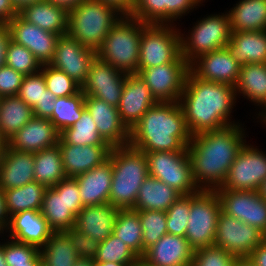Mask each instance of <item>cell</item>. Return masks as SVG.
<instances>
[{
	"instance_id": "obj_1",
	"label": "cell",
	"mask_w": 266,
	"mask_h": 266,
	"mask_svg": "<svg viewBox=\"0 0 266 266\" xmlns=\"http://www.w3.org/2000/svg\"><path fill=\"white\" fill-rule=\"evenodd\" d=\"M244 131L239 123L192 135L187 151L192 177L199 190L221 187L231 164L247 143Z\"/></svg>"
},
{
	"instance_id": "obj_2",
	"label": "cell",
	"mask_w": 266,
	"mask_h": 266,
	"mask_svg": "<svg viewBox=\"0 0 266 266\" xmlns=\"http://www.w3.org/2000/svg\"><path fill=\"white\" fill-rule=\"evenodd\" d=\"M236 99L234 86L202 80L189 71L179 104L190 134L238 124L230 116Z\"/></svg>"
},
{
	"instance_id": "obj_3",
	"label": "cell",
	"mask_w": 266,
	"mask_h": 266,
	"mask_svg": "<svg viewBox=\"0 0 266 266\" xmlns=\"http://www.w3.org/2000/svg\"><path fill=\"white\" fill-rule=\"evenodd\" d=\"M191 137L179 102H157L131 129L129 144L144 154L187 151Z\"/></svg>"
},
{
	"instance_id": "obj_4",
	"label": "cell",
	"mask_w": 266,
	"mask_h": 266,
	"mask_svg": "<svg viewBox=\"0 0 266 266\" xmlns=\"http://www.w3.org/2000/svg\"><path fill=\"white\" fill-rule=\"evenodd\" d=\"M108 158L113 166L109 203L119 210H133L139 188L149 176L147 157L128 144L112 147Z\"/></svg>"
},
{
	"instance_id": "obj_5",
	"label": "cell",
	"mask_w": 266,
	"mask_h": 266,
	"mask_svg": "<svg viewBox=\"0 0 266 266\" xmlns=\"http://www.w3.org/2000/svg\"><path fill=\"white\" fill-rule=\"evenodd\" d=\"M122 16L117 9L100 0H83L68 10L67 34L97 51Z\"/></svg>"
},
{
	"instance_id": "obj_6",
	"label": "cell",
	"mask_w": 266,
	"mask_h": 266,
	"mask_svg": "<svg viewBox=\"0 0 266 266\" xmlns=\"http://www.w3.org/2000/svg\"><path fill=\"white\" fill-rule=\"evenodd\" d=\"M144 25L143 21L131 15H123L97 50V57L121 72L137 74Z\"/></svg>"
},
{
	"instance_id": "obj_7",
	"label": "cell",
	"mask_w": 266,
	"mask_h": 266,
	"mask_svg": "<svg viewBox=\"0 0 266 266\" xmlns=\"http://www.w3.org/2000/svg\"><path fill=\"white\" fill-rule=\"evenodd\" d=\"M174 26V27H173ZM145 24L139 49L138 70L168 63H188L181 56L177 25Z\"/></svg>"
},
{
	"instance_id": "obj_8",
	"label": "cell",
	"mask_w": 266,
	"mask_h": 266,
	"mask_svg": "<svg viewBox=\"0 0 266 266\" xmlns=\"http://www.w3.org/2000/svg\"><path fill=\"white\" fill-rule=\"evenodd\" d=\"M82 208L77 181L66 177L46 189L41 212L53 232H73L76 216Z\"/></svg>"
},
{
	"instance_id": "obj_9",
	"label": "cell",
	"mask_w": 266,
	"mask_h": 266,
	"mask_svg": "<svg viewBox=\"0 0 266 266\" xmlns=\"http://www.w3.org/2000/svg\"><path fill=\"white\" fill-rule=\"evenodd\" d=\"M188 35L180 33L181 56L191 64L197 57L226 48L231 39L229 16L211 14L200 18Z\"/></svg>"
},
{
	"instance_id": "obj_10",
	"label": "cell",
	"mask_w": 266,
	"mask_h": 266,
	"mask_svg": "<svg viewBox=\"0 0 266 266\" xmlns=\"http://www.w3.org/2000/svg\"><path fill=\"white\" fill-rule=\"evenodd\" d=\"M221 201L216 190L190 194V211L185 238L196 250L214 245Z\"/></svg>"
},
{
	"instance_id": "obj_11",
	"label": "cell",
	"mask_w": 266,
	"mask_h": 266,
	"mask_svg": "<svg viewBox=\"0 0 266 266\" xmlns=\"http://www.w3.org/2000/svg\"><path fill=\"white\" fill-rule=\"evenodd\" d=\"M148 175L171 186L181 195L199 191L192 177L188 151H156L145 153Z\"/></svg>"
},
{
	"instance_id": "obj_12",
	"label": "cell",
	"mask_w": 266,
	"mask_h": 266,
	"mask_svg": "<svg viewBox=\"0 0 266 266\" xmlns=\"http://www.w3.org/2000/svg\"><path fill=\"white\" fill-rule=\"evenodd\" d=\"M257 147L245 143L216 190L259 191L266 180V154Z\"/></svg>"
},
{
	"instance_id": "obj_13",
	"label": "cell",
	"mask_w": 266,
	"mask_h": 266,
	"mask_svg": "<svg viewBox=\"0 0 266 266\" xmlns=\"http://www.w3.org/2000/svg\"><path fill=\"white\" fill-rule=\"evenodd\" d=\"M265 240V234L238 219L221 212L216 227L214 246L236 258L249 257L254 248Z\"/></svg>"
},
{
	"instance_id": "obj_14",
	"label": "cell",
	"mask_w": 266,
	"mask_h": 266,
	"mask_svg": "<svg viewBox=\"0 0 266 266\" xmlns=\"http://www.w3.org/2000/svg\"><path fill=\"white\" fill-rule=\"evenodd\" d=\"M189 71V63H168L138 70L137 74L157 102H179Z\"/></svg>"
},
{
	"instance_id": "obj_15",
	"label": "cell",
	"mask_w": 266,
	"mask_h": 266,
	"mask_svg": "<svg viewBox=\"0 0 266 266\" xmlns=\"http://www.w3.org/2000/svg\"><path fill=\"white\" fill-rule=\"evenodd\" d=\"M118 211L110 203L81 209L76 216L73 233L81 241L84 250H90L112 234Z\"/></svg>"
},
{
	"instance_id": "obj_16",
	"label": "cell",
	"mask_w": 266,
	"mask_h": 266,
	"mask_svg": "<svg viewBox=\"0 0 266 266\" xmlns=\"http://www.w3.org/2000/svg\"><path fill=\"white\" fill-rule=\"evenodd\" d=\"M222 212L266 234V200L258 191L216 190Z\"/></svg>"
},
{
	"instance_id": "obj_17",
	"label": "cell",
	"mask_w": 266,
	"mask_h": 266,
	"mask_svg": "<svg viewBox=\"0 0 266 266\" xmlns=\"http://www.w3.org/2000/svg\"><path fill=\"white\" fill-rule=\"evenodd\" d=\"M97 57V51L90 49L68 34L59 37L56 49L48 65L66 73L70 78L82 85Z\"/></svg>"
},
{
	"instance_id": "obj_18",
	"label": "cell",
	"mask_w": 266,
	"mask_h": 266,
	"mask_svg": "<svg viewBox=\"0 0 266 266\" xmlns=\"http://www.w3.org/2000/svg\"><path fill=\"white\" fill-rule=\"evenodd\" d=\"M127 75L96 57L81 85V91L84 95L99 98L117 107Z\"/></svg>"
},
{
	"instance_id": "obj_19",
	"label": "cell",
	"mask_w": 266,
	"mask_h": 266,
	"mask_svg": "<svg viewBox=\"0 0 266 266\" xmlns=\"http://www.w3.org/2000/svg\"><path fill=\"white\" fill-rule=\"evenodd\" d=\"M11 40L29 49L41 65L49 64L56 49L59 35L42 30L17 14L7 23Z\"/></svg>"
},
{
	"instance_id": "obj_20",
	"label": "cell",
	"mask_w": 266,
	"mask_h": 266,
	"mask_svg": "<svg viewBox=\"0 0 266 266\" xmlns=\"http://www.w3.org/2000/svg\"><path fill=\"white\" fill-rule=\"evenodd\" d=\"M241 65L222 48L197 57L190 64V71L198 78L216 83L236 86Z\"/></svg>"
},
{
	"instance_id": "obj_21",
	"label": "cell",
	"mask_w": 266,
	"mask_h": 266,
	"mask_svg": "<svg viewBox=\"0 0 266 266\" xmlns=\"http://www.w3.org/2000/svg\"><path fill=\"white\" fill-rule=\"evenodd\" d=\"M157 101L138 74H128L117 106L120 119L129 131Z\"/></svg>"
},
{
	"instance_id": "obj_22",
	"label": "cell",
	"mask_w": 266,
	"mask_h": 266,
	"mask_svg": "<svg viewBox=\"0 0 266 266\" xmlns=\"http://www.w3.org/2000/svg\"><path fill=\"white\" fill-rule=\"evenodd\" d=\"M85 107L91 114L98 133L111 147L129 144L130 131L122 123L117 107L87 95H85Z\"/></svg>"
},
{
	"instance_id": "obj_23",
	"label": "cell",
	"mask_w": 266,
	"mask_h": 266,
	"mask_svg": "<svg viewBox=\"0 0 266 266\" xmlns=\"http://www.w3.org/2000/svg\"><path fill=\"white\" fill-rule=\"evenodd\" d=\"M194 251L185 237L167 233L145 250L140 262L144 266H189Z\"/></svg>"
},
{
	"instance_id": "obj_24",
	"label": "cell",
	"mask_w": 266,
	"mask_h": 266,
	"mask_svg": "<svg viewBox=\"0 0 266 266\" xmlns=\"http://www.w3.org/2000/svg\"><path fill=\"white\" fill-rule=\"evenodd\" d=\"M60 133L47 118L33 116L9 140L8 146L17 151L36 153L58 145Z\"/></svg>"
},
{
	"instance_id": "obj_25",
	"label": "cell",
	"mask_w": 266,
	"mask_h": 266,
	"mask_svg": "<svg viewBox=\"0 0 266 266\" xmlns=\"http://www.w3.org/2000/svg\"><path fill=\"white\" fill-rule=\"evenodd\" d=\"M5 232L10 233L9 239L33 245L39 250L54 233L42 212L35 210L20 211L10 216Z\"/></svg>"
},
{
	"instance_id": "obj_26",
	"label": "cell",
	"mask_w": 266,
	"mask_h": 266,
	"mask_svg": "<svg viewBox=\"0 0 266 266\" xmlns=\"http://www.w3.org/2000/svg\"><path fill=\"white\" fill-rule=\"evenodd\" d=\"M66 177H76L101 165L109 157L111 146H79L58 143Z\"/></svg>"
},
{
	"instance_id": "obj_27",
	"label": "cell",
	"mask_w": 266,
	"mask_h": 266,
	"mask_svg": "<svg viewBox=\"0 0 266 266\" xmlns=\"http://www.w3.org/2000/svg\"><path fill=\"white\" fill-rule=\"evenodd\" d=\"M112 174L113 166L108 158L101 165L74 177L83 207L109 203Z\"/></svg>"
},
{
	"instance_id": "obj_28",
	"label": "cell",
	"mask_w": 266,
	"mask_h": 266,
	"mask_svg": "<svg viewBox=\"0 0 266 266\" xmlns=\"http://www.w3.org/2000/svg\"><path fill=\"white\" fill-rule=\"evenodd\" d=\"M34 180V153L17 151L7 146L0 159V189L22 187Z\"/></svg>"
},
{
	"instance_id": "obj_29",
	"label": "cell",
	"mask_w": 266,
	"mask_h": 266,
	"mask_svg": "<svg viewBox=\"0 0 266 266\" xmlns=\"http://www.w3.org/2000/svg\"><path fill=\"white\" fill-rule=\"evenodd\" d=\"M19 15L27 22L59 36L67 34L68 10L48 0L24 6Z\"/></svg>"
},
{
	"instance_id": "obj_30",
	"label": "cell",
	"mask_w": 266,
	"mask_h": 266,
	"mask_svg": "<svg viewBox=\"0 0 266 266\" xmlns=\"http://www.w3.org/2000/svg\"><path fill=\"white\" fill-rule=\"evenodd\" d=\"M39 251L45 266H74L84 248L73 232H54Z\"/></svg>"
},
{
	"instance_id": "obj_31",
	"label": "cell",
	"mask_w": 266,
	"mask_h": 266,
	"mask_svg": "<svg viewBox=\"0 0 266 266\" xmlns=\"http://www.w3.org/2000/svg\"><path fill=\"white\" fill-rule=\"evenodd\" d=\"M235 92L237 97L238 94L242 95L254 105L262 107L258 113L262 122L266 118V63L242 65Z\"/></svg>"
},
{
	"instance_id": "obj_32",
	"label": "cell",
	"mask_w": 266,
	"mask_h": 266,
	"mask_svg": "<svg viewBox=\"0 0 266 266\" xmlns=\"http://www.w3.org/2000/svg\"><path fill=\"white\" fill-rule=\"evenodd\" d=\"M226 48L241 66L266 63V30L231 32Z\"/></svg>"
},
{
	"instance_id": "obj_33",
	"label": "cell",
	"mask_w": 266,
	"mask_h": 266,
	"mask_svg": "<svg viewBox=\"0 0 266 266\" xmlns=\"http://www.w3.org/2000/svg\"><path fill=\"white\" fill-rule=\"evenodd\" d=\"M17 95L32 107L35 117L47 119L51 117L57 97L47 89L41 70L24 77Z\"/></svg>"
},
{
	"instance_id": "obj_34",
	"label": "cell",
	"mask_w": 266,
	"mask_h": 266,
	"mask_svg": "<svg viewBox=\"0 0 266 266\" xmlns=\"http://www.w3.org/2000/svg\"><path fill=\"white\" fill-rule=\"evenodd\" d=\"M180 195L174 188L166 185L159 179L147 176L139 188L133 210H158L166 212Z\"/></svg>"
},
{
	"instance_id": "obj_35",
	"label": "cell",
	"mask_w": 266,
	"mask_h": 266,
	"mask_svg": "<svg viewBox=\"0 0 266 266\" xmlns=\"http://www.w3.org/2000/svg\"><path fill=\"white\" fill-rule=\"evenodd\" d=\"M230 30H266V0H239L228 11Z\"/></svg>"
},
{
	"instance_id": "obj_36",
	"label": "cell",
	"mask_w": 266,
	"mask_h": 266,
	"mask_svg": "<svg viewBox=\"0 0 266 266\" xmlns=\"http://www.w3.org/2000/svg\"><path fill=\"white\" fill-rule=\"evenodd\" d=\"M33 116L32 107L18 95L0 98V131L7 140L23 128Z\"/></svg>"
},
{
	"instance_id": "obj_37",
	"label": "cell",
	"mask_w": 266,
	"mask_h": 266,
	"mask_svg": "<svg viewBox=\"0 0 266 266\" xmlns=\"http://www.w3.org/2000/svg\"><path fill=\"white\" fill-rule=\"evenodd\" d=\"M66 178L59 146L34 153V180L52 188Z\"/></svg>"
},
{
	"instance_id": "obj_38",
	"label": "cell",
	"mask_w": 266,
	"mask_h": 266,
	"mask_svg": "<svg viewBox=\"0 0 266 266\" xmlns=\"http://www.w3.org/2000/svg\"><path fill=\"white\" fill-rule=\"evenodd\" d=\"M46 189L42 184L32 181L22 187L4 190L8 215L26 210L41 211Z\"/></svg>"
},
{
	"instance_id": "obj_39",
	"label": "cell",
	"mask_w": 266,
	"mask_h": 266,
	"mask_svg": "<svg viewBox=\"0 0 266 266\" xmlns=\"http://www.w3.org/2000/svg\"><path fill=\"white\" fill-rule=\"evenodd\" d=\"M60 138L71 145L110 146L98 133L97 126L87 109L82 112L76 123L60 133Z\"/></svg>"
},
{
	"instance_id": "obj_40",
	"label": "cell",
	"mask_w": 266,
	"mask_h": 266,
	"mask_svg": "<svg viewBox=\"0 0 266 266\" xmlns=\"http://www.w3.org/2000/svg\"><path fill=\"white\" fill-rule=\"evenodd\" d=\"M142 233L140 218L135 210L118 211L112 234L122 239L140 258L143 256Z\"/></svg>"
},
{
	"instance_id": "obj_41",
	"label": "cell",
	"mask_w": 266,
	"mask_h": 266,
	"mask_svg": "<svg viewBox=\"0 0 266 266\" xmlns=\"http://www.w3.org/2000/svg\"><path fill=\"white\" fill-rule=\"evenodd\" d=\"M85 109V95L82 91L73 96L57 97L49 120L61 133L76 123Z\"/></svg>"
},
{
	"instance_id": "obj_42",
	"label": "cell",
	"mask_w": 266,
	"mask_h": 266,
	"mask_svg": "<svg viewBox=\"0 0 266 266\" xmlns=\"http://www.w3.org/2000/svg\"><path fill=\"white\" fill-rule=\"evenodd\" d=\"M96 262L139 264L140 257L122 239L111 234L89 250Z\"/></svg>"
},
{
	"instance_id": "obj_43",
	"label": "cell",
	"mask_w": 266,
	"mask_h": 266,
	"mask_svg": "<svg viewBox=\"0 0 266 266\" xmlns=\"http://www.w3.org/2000/svg\"><path fill=\"white\" fill-rule=\"evenodd\" d=\"M140 218L143 239V255L145 250L155 244L162 236L167 234L166 213L158 210L136 211Z\"/></svg>"
},
{
	"instance_id": "obj_44",
	"label": "cell",
	"mask_w": 266,
	"mask_h": 266,
	"mask_svg": "<svg viewBox=\"0 0 266 266\" xmlns=\"http://www.w3.org/2000/svg\"><path fill=\"white\" fill-rule=\"evenodd\" d=\"M5 64L24 76L37 73L42 67L29 49L13 40L9 41Z\"/></svg>"
},
{
	"instance_id": "obj_45",
	"label": "cell",
	"mask_w": 266,
	"mask_h": 266,
	"mask_svg": "<svg viewBox=\"0 0 266 266\" xmlns=\"http://www.w3.org/2000/svg\"><path fill=\"white\" fill-rule=\"evenodd\" d=\"M41 71L44 74L47 89L55 97L73 96L81 91V85L63 71L48 64L42 65Z\"/></svg>"
},
{
	"instance_id": "obj_46",
	"label": "cell",
	"mask_w": 266,
	"mask_h": 266,
	"mask_svg": "<svg viewBox=\"0 0 266 266\" xmlns=\"http://www.w3.org/2000/svg\"><path fill=\"white\" fill-rule=\"evenodd\" d=\"M190 211V194L180 197L166 210L167 233L185 237Z\"/></svg>"
},
{
	"instance_id": "obj_47",
	"label": "cell",
	"mask_w": 266,
	"mask_h": 266,
	"mask_svg": "<svg viewBox=\"0 0 266 266\" xmlns=\"http://www.w3.org/2000/svg\"><path fill=\"white\" fill-rule=\"evenodd\" d=\"M4 255L8 266L26 262H41L40 251L37 247L13 239L4 242Z\"/></svg>"
},
{
	"instance_id": "obj_48",
	"label": "cell",
	"mask_w": 266,
	"mask_h": 266,
	"mask_svg": "<svg viewBox=\"0 0 266 266\" xmlns=\"http://www.w3.org/2000/svg\"><path fill=\"white\" fill-rule=\"evenodd\" d=\"M236 257L226 250L209 246L196 249L192 259V266H232Z\"/></svg>"
},
{
	"instance_id": "obj_49",
	"label": "cell",
	"mask_w": 266,
	"mask_h": 266,
	"mask_svg": "<svg viewBox=\"0 0 266 266\" xmlns=\"http://www.w3.org/2000/svg\"><path fill=\"white\" fill-rule=\"evenodd\" d=\"M131 16L145 24H164V0H134Z\"/></svg>"
},
{
	"instance_id": "obj_50",
	"label": "cell",
	"mask_w": 266,
	"mask_h": 266,
	"mask_svg": "<svg viewBox=\"0 0 266 266\" xmlns=\"http://www.w3.org/2000/svg\"><path fill=\"white\" fill-rule=\"evenodd\" d=\"M203 0H164V24H172L188 14L196 6H200Z\"/></svg>"
},
{
	"instance_id": "obj_51",
	"label": "cell",
	"mask_w": 266,
	"mask_h": 266,
	"mask_svg": "<svg viewBox=\"0 0 266 266\" xmlns=\"http://www.w3.org/2000/svg\"><path fill=\"white\" fill-rule=\"evenodd\" d=\"M24 77L6 64L0 67V96L17 95Z\"/></svg>"
},
{
	"instance_id": "obj_52",
	"label": "cell",
	"mask_w": 266,
	"mask_h": 266,
	"mask_svg": "<svg viewBox=\"0 0 266 266\" xmlns=\"http://www.w3.org/2000/svg\"><path fill=\"white\" fill-rule=\"evenodd\" d=\"M17 14H19V11L12 0H0V24H7Z\"/></svg>"
},
{
	"instance_id": "obj_53",
	"label": "cell",
	"mask_w": 266,
	"mask_h": 266,
	"mask_svg": "<svg viewBox=\"0 0 266 266\" xmlns=\"http://www.w3.org/2000/svg\"><path fill=\"white\" fill-rule=\"evenodd\" d=\"M10 40H11V33L8 25L0 24V67L5 65L6 52Z\"/></svg>"
},
{
	"instance_id": "obj_54",
	"label": "cell",
	"mask_w": 266,
	"mask_h": 266,
	"mask_svg": "<svg viewBox=\"0 0 266 266\" xmlns=\"http://www.w3.org/2000/svg\"><path fill=\"white\" fill-rule=\"evenodd\" d=\"M117 9L123 15H131L134 0H100Z\"/></svg>"
},
{
	"instance_id": "obj_55",
	"label": "cell",
	"mask_w": 266,
	"mask_h": 266,
	"mask_svg": "<svg viewBox=\"0 0 266 266\" xmlns=\"http://www.w3.org/2000/svg\"><path fill=\"white\" fill-rule=\"evenodd\" d=\"M249 258L256 266H266V240L254 248Z\"/></svg>"
},
{
	"instance_id": "obj_56",
	"label": "cell",
	"mask_w": 266,
	"mask_h": 266,
	"mask_svg": "<svg viewBox=\"0 0 266 266\" xmlns=\"http://www.w3.org/2000/svg\"><path fill=\"white\" fill-rule=\"evenodd\" d=\"M10 216L6 210L4 191L0 189V235L4 234L9 224Z\"/></svg>"
},
{
	"instance_id": "obj_57",
	"label": "cell",
	"mask_w": 266,
	"mask_h": 266,
	"mask_svg": "<svg viewBox=\"0 0 266 266\" xmlns=\"http://www.w3.org/2000/svg\"><path fill=\"white\" fill-rule=\"evenodd\" d=\"M96 261L89 250H84L76 259L74 266H95Z\"/></svg>"
},
{
	"instance_id": "obj_58",
	"label": "cell",
	"mask_w": 266,
	"mask_h": 266,
	"mask_svg": "<svg viewBox=\"0 0 266 266\" xmlns=\"http://www.w3.org/2000/svg\"><path fill=\"white\" fill-rule=\"evenodd\" d=\"M48 1L69 10L73 9L78 3L82 2L83 0H48Z\"/></svg>"
},
{
	"instance_id": "obj_59",
	"label": "cell",
	"mask_w": 266,
	"mask_h": 266,
	"mask_svg": "<svg viewBox=\"0 0 266 266\" xmlns=\"http://www.w3.org/2000/svg\"><path fill=\"white\" fill-rule=\"evenodd\" d=\"M232 266H256L249 257L236 258Z\"/></svg>"
},
{
	"instance_id": "obj_60",
	"label": "cell",
	"mask_w": 266,
	"mask_h": 266,
	"mask_svg": "<svg viewBox=\"0 0 266 266\" xmlns=\"http://www.w3.org/2000/svg\"><path fill=\"white\" fill-rule=\"evenodd\" d=\"M37 1H42V0H12L14 6L18 11H20L24 6L35 3Z\"/></svg>"
},
{
	"instance_id": "obj_61",
	"label": "cell",
	"mask_w": 266,
	"mask_h": 266,
	"mask_svg": "<svg viewBox=\"0 0 266 266\" xmlns=\"http://www.w3.org/2000/svg\"><path fill=\"white\" fill-rule=\"evenodd\" d=\"M8 140L1 134L0 131V159L3 157L5 151L7 150Z\"/></svg>"
},
{
	"instance_id": "obj_62",
	"label": "cell",
	"mask_w": 266,
	"mask_h": 266,
	"mask_svg": "<svg viewBox=\"0 0 266 266\" xmlns=\"http://www.w3.org/2000/svg\"><path fill=\"white\" fill-rule=\"evenodd\" d=\"M139 264H121L116 262H96L95 266H138Z\"/></svg>"
},
{
	"instance_id": "obj_63",
	"label": "cell",
	"mask_w": 266,
	"mask_h": 266,
	"mask_svg": "<svg viewBox=\"0 0 266 266\" xmlns=\"http://www.w3.org/2000/svg\"><path fill=\"white\" fill-rule=\"evenodd\" d=\"M0 266H8L5 261L4 244H0Z\"/></svg>"
},
{
	"instance_id": "obj_64",
	"label": "cell",
	"mask_w": 266,
	"mask_h": 266,
	"mask_svg": "<svg viewBox=\"0 0 266 266\" xmlns=\"http://www.w3.org/2000/svg\"><path fill=\"white\" fill-rule=\"evenodd\" d=\"M258 192L266 200V180L262 182Z\"/></svg>"
},
{
	"instance_id": "obj_65",
	"label": "cell",
	"mask_w": 266,
	"mask_h": 266,
	"mask_svg": "<svg viewBox=\"0 0 266 266\" xmlns=\"http://www.w3.org/2000/svg\"><path fill=\"white\" fill-rule=\"evenodd\" d=\"M41 262H26L20 264H12V266H39Z\"/></svg>"
},
{
	"instance_id": "obj_66",
	"label": "cell",
	"mask_w": 266,
	"mask_h": 266,
	"mask_svg": "<svg viewBox=\"0 0 266 266\" xmlns=\"http://www.w3.org/2000/svg\"><path fill=\"white\" fill-rule=\"evenodd\" d=\"M138 266H144V265L140 262ZM189 266H192V265H189Z\"/></svg>"
}]
</instances>
